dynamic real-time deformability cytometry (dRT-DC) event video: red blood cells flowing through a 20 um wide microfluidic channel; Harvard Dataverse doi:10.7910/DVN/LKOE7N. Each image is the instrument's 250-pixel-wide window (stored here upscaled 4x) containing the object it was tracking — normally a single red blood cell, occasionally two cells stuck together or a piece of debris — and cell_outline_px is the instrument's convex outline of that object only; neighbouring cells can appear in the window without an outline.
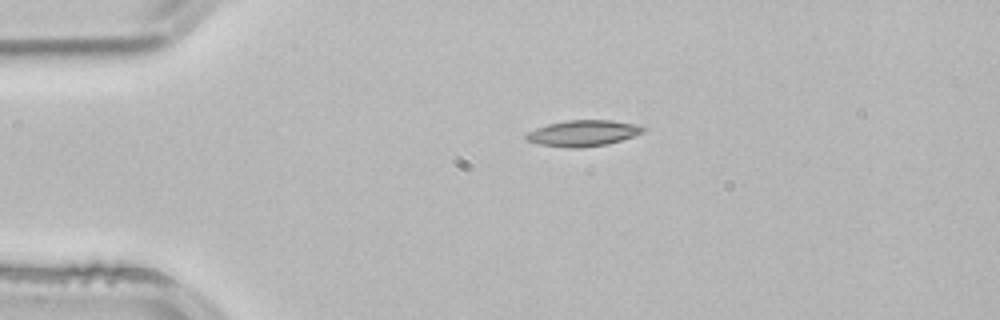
{"species": "common noctule bat (a hibernating species)", "species_latin": "Nyctalus noctula", "temperature_condition": "room temperature", "stored_images_in_passage": 3, "camera_frame_rate_fps": 3000, "um_per_image_px": 0.085, "animal": {"sex": "male", "body_mass_g": 21.5, "forearm_length_mm": 52.0}, "frame": {"image": 1, "passage_image": 3, "time_ms": 0.667, "image_size_px": [1000, 320], "cell_outline_px": [[648, 128], [644, 132], [620, 140], [604, 144], [580, 148], [572, 148], [540, 144], [528, 140], [524, 136], [528, 132], [536, 128], [548, 124], [568, 120], [612, 120], [640, 124]], "centroid_in_image_um": [49.61, 11.3], "position_along_channel_um": 35.4, "area_um2": 17.63}}